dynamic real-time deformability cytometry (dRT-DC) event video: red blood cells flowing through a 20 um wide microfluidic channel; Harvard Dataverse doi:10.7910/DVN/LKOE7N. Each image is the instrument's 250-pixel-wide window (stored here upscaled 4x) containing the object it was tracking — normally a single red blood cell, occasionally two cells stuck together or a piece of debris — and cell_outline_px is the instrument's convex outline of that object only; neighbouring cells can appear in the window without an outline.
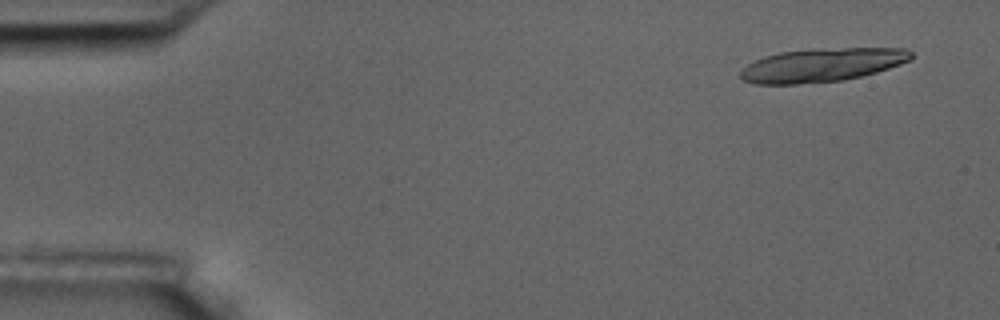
{"species": "common noctule bat (a hibernating species)", "species_latin": "Nyctalus noctula", "temperature_condition": "room temperature", "stored_images_in_passage": 10, "camera_frame_rate_fps": 3000, "um_per_image_px": 0.085, "animal": {"sex": "male", "body_mass_g": 17.5, "forearm_length_mm": 52.3}, "frame": {"image": 1, "passage_image": 2, "time_ms": 1.0, "image_size_px": [1000, 320], "cell_outline_px": [[912, 60], [876, 72], [844, 80], [796, 84], [756, 84], [744, 80], [740, 76], [740, 72], [748, 64], [764, 56], [780, 52], [812, 48], [904, 48], [912, 52]], "centroid_in_image_um": [69.88, 5.51], "position_along_channel_um": 15.1, "area_um2": 33.35}}
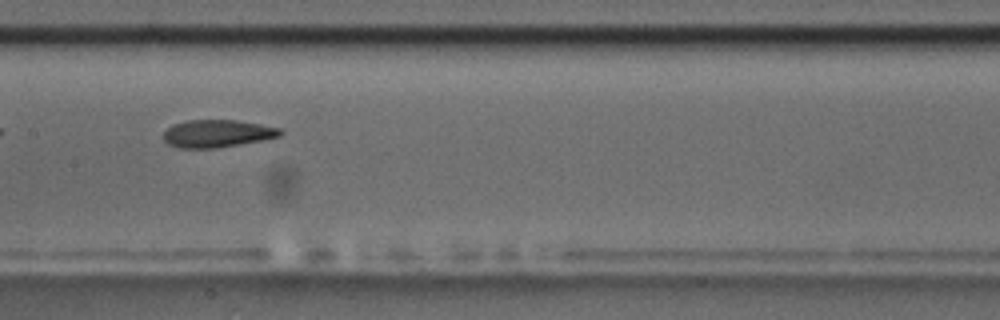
{"frame": {"image": 2, "passage_image": 9, "time_ms": 9.333, "image_size_px": [1000, 320], "cell_outline_px": [[284, 132], [280, 136], [264, 140], [212, 148], [180, 148], [168, 144], [164, 140], [164, 132], [172, 124], [188, 120], [236, 120], [260, 124], [280, 128]], "centroid_in_image_um": [18.47, 11.34], "position_along_channel_um": 188.9, "area_um2": 18.67}}
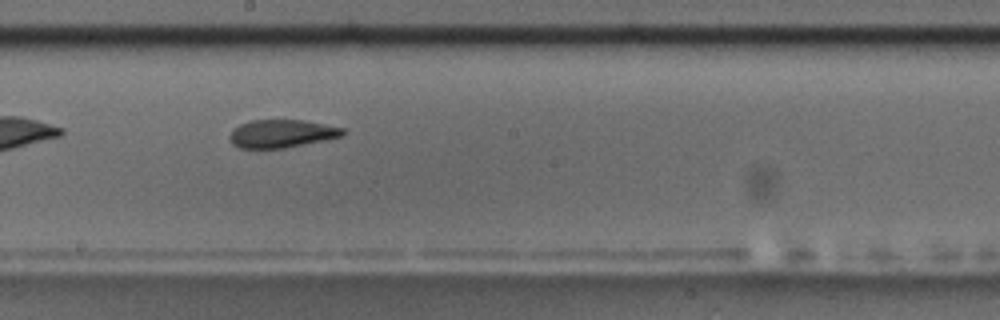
{"frame": {"image": 3, "passage_image": 10, "time_ms": 10.333, "image_size_px": [1000, 320], "cell_outline_px": [[344, 136], [328, 140], [284, 148], [240, 148], [232, 144], [228, 136], [232, 128], [248, 120], [304, 120], [344, 128]], "centroid_in_image_um": [23.93, 11.36], "position_along_channel_um": 224.3, "area_um2": 18.73}}